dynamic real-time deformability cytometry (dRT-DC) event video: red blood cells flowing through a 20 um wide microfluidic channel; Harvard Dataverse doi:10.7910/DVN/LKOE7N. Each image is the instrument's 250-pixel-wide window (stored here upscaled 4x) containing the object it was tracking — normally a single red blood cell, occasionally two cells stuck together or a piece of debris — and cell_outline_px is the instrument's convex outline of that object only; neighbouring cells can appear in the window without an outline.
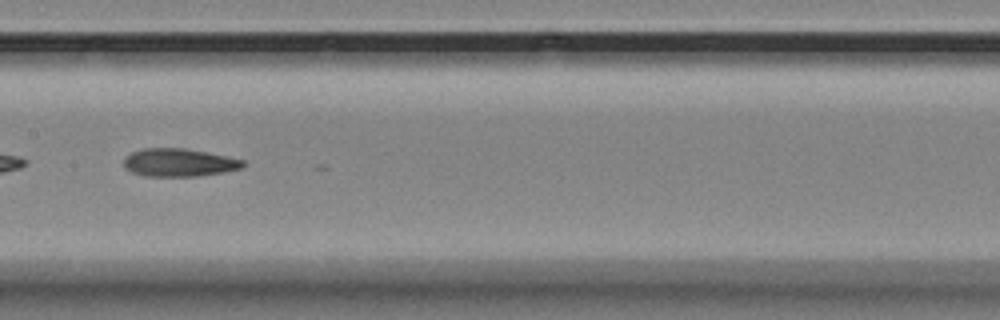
{"species": "Egyptian fruit bat (a non-hibernating species)", "species_latin": "Rousettus aegyptiacus", "temperature_condition": "room temperature", "stored_images_in_passage": 24, "camera_frame_rate_fps": 3000, "um_per_image_px": 0.085, "animal": {"sex": "female"}, "frame": {"image": 1, "passage_image": 20, "time_ms": 6.333, "image_size_px": [1000, 320], "cell_outline_px": [[244, 168], [224, 172], [196, 176], [144, 176], [132, 172], [124, 168], [124, 156], [132, 152], [144, 148], [184, 148], [244, 160]], "centroid_in_image_um": [15.18, 13.82], "position_along_channel_um": 192.2, "area_um2": 19.36}}
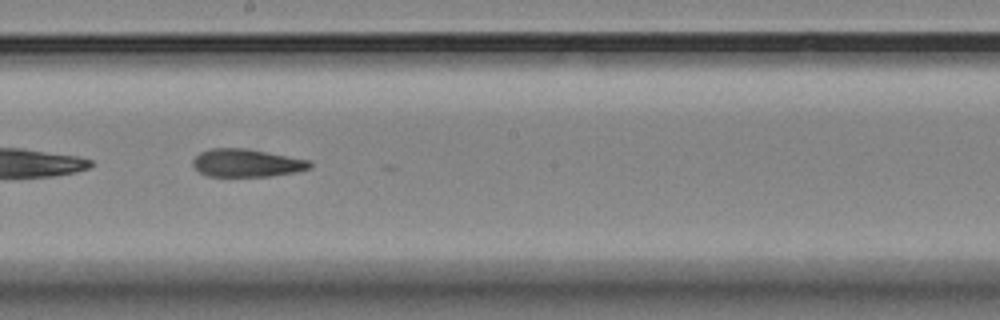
{"frame": {"image": 2, "passage_image": 23, "time_ms": 7.333, "image_size_px": [1000, 320], "cell_outline_px": [[312, 168], [296, 172], [268, 176], [204, 176], [192, 164], [192, 160], [200, 152], [212, 148], [244, 148], [308, 160], [312, 164]], "centroid_in_image_um": [20.94, 13.86], "position_along_channel_um": 227.3, "area_um2": 18.84}}